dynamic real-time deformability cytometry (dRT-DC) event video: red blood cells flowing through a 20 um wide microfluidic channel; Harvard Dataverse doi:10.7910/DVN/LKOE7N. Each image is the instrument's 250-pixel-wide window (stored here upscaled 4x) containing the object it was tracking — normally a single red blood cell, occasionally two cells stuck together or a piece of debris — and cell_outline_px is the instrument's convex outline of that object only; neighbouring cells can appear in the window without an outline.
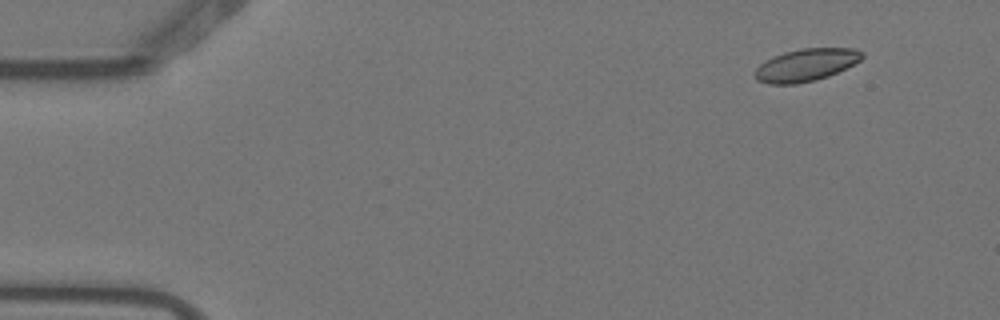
{"species": "Egyptian fruit bat (a non-hibernating species)", "species_latin": "Rousettus aegyptiacus", "temperature_condition": "warm", "stored_images_in_passage": 5, "camera_frame_rate_fps": 3000, "um_per_image_px": 0.085, "animal": {"sex": "female"}, "frame": {"image": 1, "passage_image": 1, "time_ms": 0.0, "image_size_px": [1000, 320], "cell_outline_px": [[864, 56], [860, 60], [828, 76], [816, 80], [796, 84], [768, 84], [756, 80], [756, 68], [760, 64], [784, 52], [800, 48], [852, 48], [864, 52]], "centroid_in_image_um": [68.51, 5.52], "position_along_channel_um": 16.5, "area_um2": 20.0}}
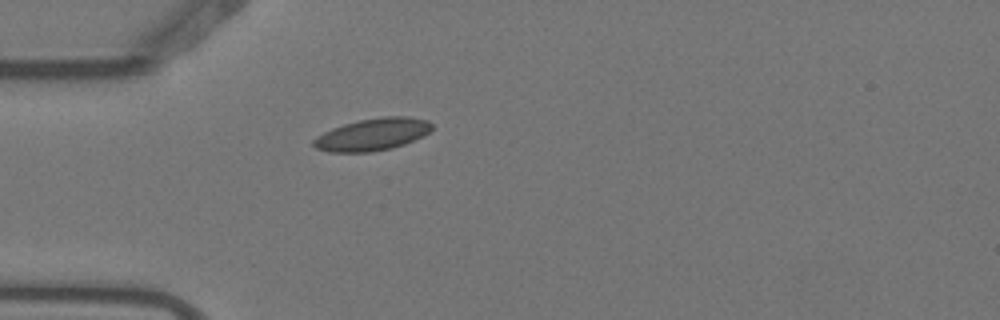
{"frame": {"image": 2, "passage_image": 4, "time_ms": 1.0, "image_size_px": [1000, 320], "cell_outline_px": [[432, 128], [424, 136], [404, 144], [392, 148], [372, 152], [328, 152], [316, 148], [312, 144], [312, 140], [316, 136], [332, 128], [344, 124], [360, 120], [384, 116], [408, 116], [428, 120], [432, 124]], "centroid_in_image_um": [31.66, 11.43], "position_along_channel_um": 53.3, "area_um2": 22.31}}